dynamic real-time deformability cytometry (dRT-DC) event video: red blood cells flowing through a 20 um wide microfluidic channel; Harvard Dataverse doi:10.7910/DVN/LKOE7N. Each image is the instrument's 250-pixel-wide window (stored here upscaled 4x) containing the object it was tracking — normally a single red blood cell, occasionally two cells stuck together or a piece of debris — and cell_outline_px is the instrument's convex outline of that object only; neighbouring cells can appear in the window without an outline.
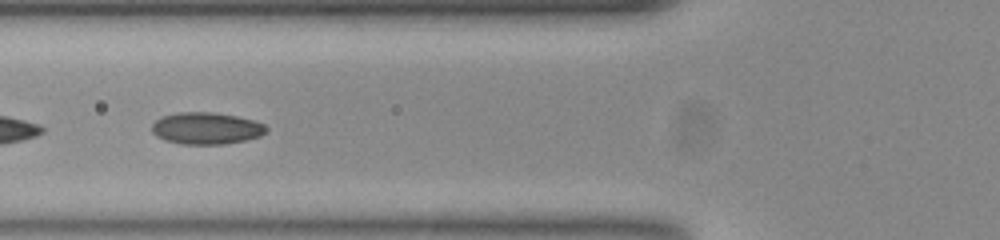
{"species": "common noctule bat (a hibernating species)", "species_latin": "Nyctalus noctula", "temperature_condition": "room temperature", "stored_images_in_passage": 28, "camera_frame_rate_fps": 3000, "um_per_image_px": 0.085, "animal": {"sex": "female", "body_mass_g": 23.0, "forearm_length_mm": 53.4}, "frame": {"image": 1, "passage_image": 9, "time_ms": 2.667, "image_size_px": [1000, 240], "cell_outline_px": [[268, 128], [260, 136], [244, 140], [224, 144], [184, 144], [164, 140], [156, 136], [152, 132], [152, 124], [160, 116], [176, 112], [212, 112], [236, 116], [252, 120], [264, 124]], "centroid_in_image_um": [17.49, 10.9], "position_along_channel_um": 108.3, "area_um2": 21.21}}